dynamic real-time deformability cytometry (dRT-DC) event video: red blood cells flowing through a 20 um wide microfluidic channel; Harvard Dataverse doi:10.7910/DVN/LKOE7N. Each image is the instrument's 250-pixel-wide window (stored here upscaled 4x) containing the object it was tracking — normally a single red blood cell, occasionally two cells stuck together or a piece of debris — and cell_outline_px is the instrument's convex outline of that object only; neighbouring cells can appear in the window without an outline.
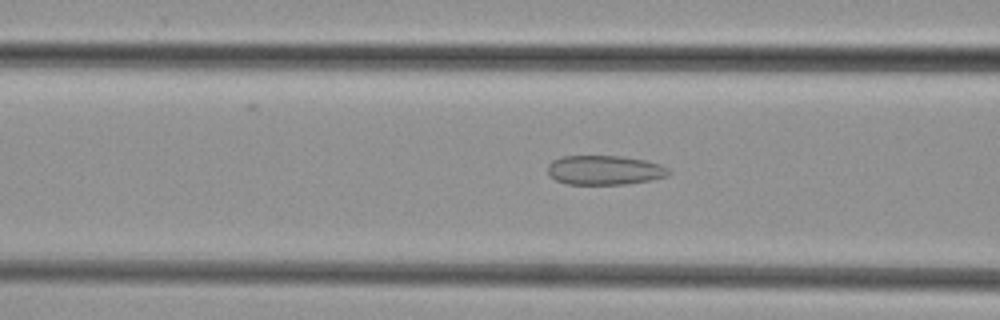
{"species": "common noctule bat (a hibernating species)", "species_latin": "Nyctalus noctula", "temperature_condition": "cold", "stored_images_in_passage": 46, "camera_frame_rate_fps": 3000, "um_per_image_px": 0.085, "animal": {"sex": "female", "body_mass_g": 29.2, "forearm_length_mm": 56.3}, "frame": {"image": 1, "passage_image": 17, "time_ms": 5.333, "image_size_px": [1000, 320], "cell_outline_px": [[672, 172], [668, 176], [652, 180], [628, 184], [568, 184], [556, 180], [548, 176], [548, 164], [552, 160], [564, 156], [624, 156], [648, 160], [660, 164], [668, 168]], "centroid_in_image_um": [51.43, 14.46], "position_along_channel_um": 115.2, "area_um2": 21.04}}
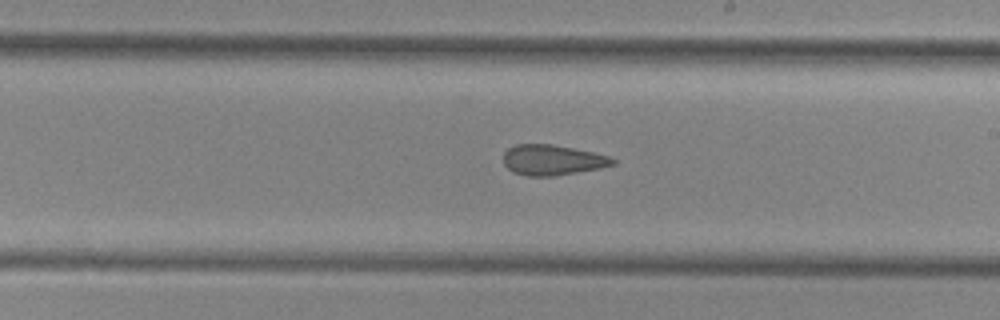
{"frame": {"image": 2, "passage_image": 26, "time_ms": 8.333, "image_size_px": [1000, 320], "cell_outline_px": [[616, 164], [600, 168], [556, 176], [528, 176], [512, 172], [504, 164], [504, 152], [508, 148], [516, 144], [552, 144], [592, 152], [608, 156], [616, 160]], "centroid_in_image_um": [46.94, 13.6], "position_along_channel_um": 242.1, "area_um2": 19.36}}
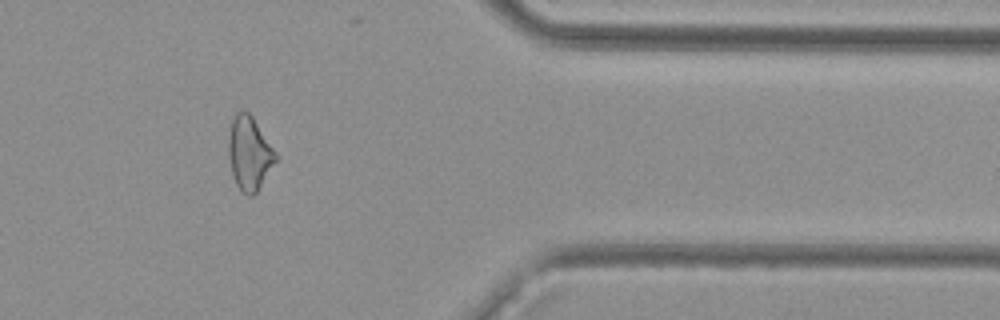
{"frame": {"image": 3, "passage_image": 38, "time_ms": 12.333, "image_size_px": [1000, 320], "cell_outline_px": [[276, 160], [256, 192], [252, 196], [248, 196], [240, 192], [232, 176], [228, 156], [228, 136], [232, 120], [236, 112], [240, 108], [244, 108], [252, 116], [276, 152]], "centroid_in_image_um": [21.15, 13.01], "position_along_channel_um": 390.2, "area_um2": 20.29}}